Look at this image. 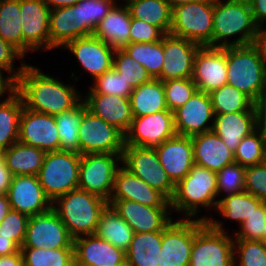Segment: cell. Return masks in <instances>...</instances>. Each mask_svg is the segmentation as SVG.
<instances>
[{
    "instance_id": "obj_16",
    "label": "cell",
    "mask_w": 266,
    "mask_h": 266,
    "mask_svg": "<svg viewBox=\"0 0 266 266\" xmlns=\"http://www.w3.org/2000/svg\"><path fill=\"white\" fill-rule=\"evenodd\" d=\"M226 47L201 46L196 53L192 79L207 94L227 84Z\"/></svg>"
},
{
    "instance_id": "obj_38",
    "label": "cell",
    "mask_w": 266,
    "mask_h": 266,
    "mask_svg": "<svg viewBox=\"0 0 266 266\" xmlns=\"http://www.w3.org/2000/svg\"><path fill=\"white\" fill-rule=\"evenodd\" d=\"M131 58L142 65L152 79L162 73L164 63L163 37L152 43H129L122 48Z\"/></svg>"
},
{
    "instance_id": "obj_64",
    "label": "cell",
    "mask_w": 266,
    "mask_h": 266,
    "mask_svg": "<svg viewBox=\"0 0 266 266\" xmlns=\"http://www.w3.org/2000/svg\"><path fill=\"white\" fill-rule=\"evenodd\" d=\"M261 242L266 245V224H265V228L263 230V236H262V239H261Z\"/></svg>"
},
{
    "instance_id": "obj_31",
    "label": "cell",
    "mask_w": 266,
    "mask_h": 266,
    "mask_svg": "<svg viewBox=\"0 0 266 266\" xmlns=\"http://www.w3.org/2000/svg\"><path fill=\"white\" fill-rule=\"evenodd\" d=\"M0 154L13 176H37L43 165L46 152L17 141Z\"/></svg>"
},
{
    "instance_id": "obj_23",
    "label": "cell",
    "mask_w": 266,
    "mask_h": 266,
    "mask_svg": "<svg viewBox=\"0 0 266 266\" xmlns=\"http://www.w3.org/2000/svg\"><path fill=\"white\" fill-rule=\"evenodd\" d=\"M63 48L70 50L85 72H89L94 79L113 67L116 49L94 35L77 38Z\"/></svg>"
},
{
    "instance_id": "obj_3",
    "label": "cell",
    "mask_w": 266,
    "mask_h": 266,
    "mask_svg": "<svg viewBox=\"0 0 266 266\" xmlns=\"http://www.w3.org/2000/svg\"><path fill=\"white\" fill-rule=\"evenodd\" d=\"M227 84L245 93L253 101L266 79V45L264 41L226 47Z\"/></svg>"
},
{
    "instance_id": "obj_57",
    "label": "cell",
    "mask_w": 266,
    "mask_h": 266,
    "mask_svg": "<svg viewBox=\"0 0 266 266\" xmlns=\"http://www.w3.org/2000/svg\"><path fill=\"white\" fill-rule=\"evenodd\" d=\"M12 178V173L6 166L5 161L0 157V195L8 193Z\"/></svg>"
},
{
    "instance_id": "obj_2",
    "label": "cell",
    "mask_w": 266,
    "mask_h": 266,
    "mask_svg": "<svg viewBox=\"0 0 266 266\" xmlns=\"http://www.w3.org/2000/svg\"><path fill=\"white\" fill-rule=\"evenodd\" d=\"M214 0L212 47L243 46L263 40L249 0ZM238 35L234 41L228 38Z\"/></svg>"
},
{
    "instance_id": "obj_29",
    "label": "cell",
    "mask_w": 266,
    "mask_h": 266,
    "mask_svg": "<svg viewBox=\"0 0 266 266\" xmlns=\"http://www.w3.org/2000/svg\"><path fill=\"white\" fill-rule=\"evenodd\" d=\"M214 115L212 130L220 136L225 145L233 152L242 139L258 127L255 111Z\"/></svg>"
},
{
    "instance_id": "obj_34",
    "label": "cell",
    "mask_w": 266,
    "mask_h": 266,
    "mask_svg": "<svg viewBox=\"0 0 266 266\" xmlns=\"http://www.w3.org/2000/svg\"><path fill=\"white\" fill-rule=\"evenodd\" d=\"M23 107L22 98L15 90L3 102L0 100V153L18 141Z\"/></svg>"
},
{
    "instance_id": "obj_28",
    "label": "cell",
    "mask_w": 266,
    "mask_h": 266,
    "mask_svg": "<svg viewBox=\"0 0 266 266\" xmlns=\"http://www.w3.org/2000/svg\"><path fill=\"white\" fill-rule=\"evenodd\" d=\"M194 164L212 171H219L234 160V152L213 130L191 137Z\"/></svg>"
},
{
    "instance_id": "obj_13",
    "label": "cell",
    "mask_w": 266,
    "mask_h": 266,
    "mask_svg": "<svg viewBox=\"0 0 266 266\" xmlns=\"http://www.w3.org/2000/svg\"><path fill=\"white\" fill-rule=\"evenodd\" d=\"M21 248H74V239L58 214L51 208L45 213L29 216Z\"/></svg>"
},
{
    "instance_id": "obj_12",
    "label": "cell",
    "mask_w": 266,
    "mask_h": 266,
    "mask_svg": "<svg viewBox=\"0 0 266 266\" xmlns=\"http://www.w3.org/2000/svg\"><path fill=\"white\" fill-rule=\"evenodd\" d=\"M79 154L122 153L125 134L117 127L93 115L88 109L82 114L78 129Z\"/></svg>"
},
{
    "instance_id": "obj_49",
    "label": "cell",
    "mask_w": 266,
    "mask_h": 266,
    "mask_svg": "<svg viewBox=\"0 0 266 266\" xmlns=\"http://www.w3.org/2000/svg\"><path fill=\"white\" fill-rule=\"evenodd\" d=\"M82 23H85V37L93 35L100 21L116 4L115 0H81Z\"/></svg>"
},
{
    "instance_id": "obj_33",
    "label": "cell",
    "mask_w": 266,
    "mask_h": 266,
    "mask_svg": "<svg viewBox=\"0 0 266 266\" xmlns=\"http://www.w3.org/2000/svg\"><path fill=\"white\" fill-rule=\"evenodd\" d=\"M161 231L134 233L126 251V266H158Z\"/></svg>"
},
{
    "instance_id": "obj_22",
    "label": "cell",
    "mask_w": 266,
    "mask_h": 266,
    "mask_svg": "<svg viewBox=\"0 0 266 266\" xmlns=\"http://www.w3.org/2000/svg\"><path fill=\"white\" fill-rule=\"evenodd\" d=\"M75 266H126V252L95 234L74 239Z\"/></svg>"
},
{
    "instance_id": "obj_25",
    "label": "cell",
    "mask_w": 266,
    "mask_h": 266,
    "mask_svg": "<svg viewBox=\"0 0 266 266\" xmlns=\"http://www.w3.org/2000/svg\"><path fill=\"white\" fill-rule=\"evenodd\" d=\"M110 199L135 201L152 207H171L170 201L162 193L153 189L123 165H120L116 172Z\"/></svg>"
},
{
    "instance_id": "obj_37",
    "label": "cell",
    "mask_w": 266,
    "mask_h": 266,
    "mask_svg": "<svg viewBox=\"0 0 266 266\" xmlns=\"http://www.w3.org/2000/svg\"><path fill=\"white\" fill-rule=\"evenodd\" d=\"M87 110L85 102L82 100L73 109L55 115L58 135L60 138V151L79 153L78 129L82 114Z\"/></svg>"
},
{
    "instance_id": "obj_52",
    "label": "cell",
    "mask_w": 266,
    "mask_h": 266,
    "mask_svg": "<svg viewBox=\"0 0 266 266\" xmlns=\"http://www.w3.org/2000/svg\"><path fill=\"white\" fill-rule=\"evenodd\" d=\"M245 191L266 202V162L246 167Z\"/></svg>"
},
{
    "instance_id": "obj_45",
    "label": "cell",
    "mask_w": 266,
    "mask_h": 266,
    "mask_svg": "<svg viewBox=\"0 0 266 266\" xmlns=\"http://www.w3.org/2000/svg\"><path fill=\"white\" fill-rule=\"evenodd\" d=\"M234 266H266V245L257 240L234 239Z\"/></svg>"
},
{
    "instance_id": "obj_7",
    "label": "cell",
    "mask_w": 266,
    "mask_h": 266,
    "mask_svg": "<svg viewBox=\"0 0 266 266\" xmlns=\"http://www.w3.org/2000/svg\"><path fill=\"white\" fill-rule=\"evenodd\" d=\"M214 0H196L172 7L169 34L212 47Z\"/></svg>"
},
{
    "instance_id": "obj_5",
    "label": "cell",
    "mask_w": 266,
    "mask_h": 266,
    "mask_svg": "<svg viewBox=\"0 0 266 266\" xmlns=\"http://www.w3.org/2000/svg\"><path fill=\"white\" fill-rule=\"evenodd\" d=\"M216 172L194 164L190 172L175 185V194L170 201L171 210L183 212L184 218L196 217L198 207H216L219 200ZM186 214V215H185Z\"/></svg>"
},
{
    "instance_id": "obj_30",
    "label": "cell",
    "mask_w": 266,
    "mask_h": 266,
    "mask_svg": "<svg viewBox=\"0 0 266 266\" xmlns=\"http://www.w3.org/2000/svg\"><path fill=\"white\" fill-rule=\"evenodd\" d=\"M131 14L126 4L112 7L100 21L93 35L111 47L123 48L130 43Z\"/></svg>"
},
{
    "instance_id": "obj_59",
    "label": "cell",
    "mask_w": 266,
    "mask_h": 266,
    "mask_svg": "<svg viewBox=\"0 0 266 266\" xmlns=\"http://www.w3.org/2000/svg\"><path fill=\"white\" fill-rule=\"evenodd\" d=\"M0 266H24L21 250L14 254L0 256Z\"/></svg>"
},
{
    "instance_id": "obj_65",
    "label": "cell",
    "mask_w": 266,
    "mask_h": 266,
    "mask_svg": "<svg viewBox=\"0 0 266 266\" xmlns=\"http://www.w3.org/2000/svg\"><path fill=\"white\" fill-rule=\"evenodd\" d=\"M263 41H264V43L266 45V31L263 33Z\"/></svg>"
},
{
    "instance_id": "obj_63",
    "label": "cell",
    "mask_w": 266,
    "mask_h": 266,
    "mask_svg": "<svg viewBox=\"0 0 266 266\" xmlns=\"http://www.w3.org/2000/svg\"><path fill=\"white\" fill-rule=\"evenodd\" d=\"M170 4L171 7L173 6H177L179 4H183V3H190L196 0H167Z\"/></svg>"
},
{
    "instance_id": "obj_27",
    "label": "cell",
    "mask_w": 266,
    "mask_h": 266,
    "mask_svg": "<svg viewBox=\"0 0 266 266\" xmlns=\"http://www.w3.org/2000/svg\"><path fill=\"white\" fill-rule=\"evenodd\" d=\"M83 101L93 115L117 127L124 134L129 130L133 120L129 98L111 94H86Z\"/></svg>"
},
{
    "instance_id": "obj_19",
    "label": "cell",
    "mask_w": 266,
    "mask_h": 266,
    "mask_svg": "<svg viewBox=\"0 0 266 266\" xmlns=\"http://www.w3.org/2000/svg\"><path fill=\"white\" fill-rule=\"evenodd\" d=\"M18 141L45 152L58 151L60 138L55 116L38 113L23 107Z\"/></svg>"
},
{
    "instance_id": "obj_10",
    "label": "cell",
    "mask_w": 266,
    "mask_h": 266,
    "mask_svg": "<svg viewBox=\"0 0 266 266\" xmlns=\"http://www.w3.org/2000/svg\"><path fill=\"white\" fill-rule=\"evenodd\" d=\"M122 165L169 201L175 194V185L168 178L154 148L125 145Z\"/></svg>"
},
{
    "instance_id": "obj_26",
    "label": "cell",
    "mask_w": 266,
    "mask_h": 266,
    "mask_svg": "<svg viewBox=\"0 0 266 266\" xmlns=\"http://www.w3.org/2000/svg\"><path fill=\"white\" fill-rule=\"evenodd\" d=\"M85 37L79 3L50 11L49 50L64 47L68 42Z\"/></svg>"
},
{
    "instance_id": "obj_1",
    "label": "cell",
    "mask_w": 266,
    "mask_h": 266,
    "mask_svg": "<svg viewBox=\"0 0 266 266\" xmlns=\"http://www.w3.org/2000/svg\"><path fill=\"white\" fill-rule=\"evenodd\" d=\"M74 88L28 64L14 83L25 108L53 116L73 109L82 101Z\"/></svg>"
},
{
    "instance_id": "obj_54",
    "label": "cell",
    "mask_w": 266,
    "mask_h": 266,
    "mask_svg": "<svg viewBox=\"0 0 266 266\" xmlns=\"http://www.w3.org/2000/svg\"><path fill=\"white\" fill-rule=\"evenodd\" d=\"M165 34L156 26L141 19L132 18L130 25V43H152L162 39Z\"/></svg>"
},
{
    "instance_id": "obj_58",
    "label": "cell",
    "mask_w": 266,
    "mask_h": 266,
    "mask_svg": "<svg viewBox=\"0 0 266 266\" xmlns=\"http://www.w3.org/2000/svg\"><path fill=\"white\" fill-rule=\"evenodd\" d=\"M21 248L10 238H4L0 235V256L14 254Z\"/></svg>"
},
{
    "instance_id": "obj_62",
    "label": "cell",
    "mask_w": 266,
    "mask_h": 266,
    "mask_svg": "<svg viewBox=\"0 0 266 266\" xmlns=\"http://www.w3.org/2000/svg\"><path fill=\"white\" fill-rule=\"evenodd\" d=\"M11 210L7 194L0 195V223Z\"/></svg>"
},
{
    "instance_id": "obj_53",
    "label": "cell",
    "mask_w": 266,
    "mask_h": 266,
    "mask_svg": "<svg viewBox=\"0 0 266 266\" xmlns=\"http://www.w3.org/2000/svg\"><path fill=\"white\" fill-rule=\"evenodd\" d=\"M23 59L24 56L14 48L10 43L4 41L0 37V71H5L9 73L7 77L15 83L18 76L22 73L23 68L25 66V62H22L20 67L17 70L14 69L15 67V59Z\"/></svg>"
},
{
    "instance_id": "obj_50",
    "label": "cell",
    "mask_w": 266,
    "mask_h": 266,
    "mask_svg": "<svg viewBox=\"0 0 266 266\" xmlns=\"http://www.w3.org/2000/svg\"><path fill=\"white\" fill-rule=\"evenodd\" d=\"M266 224V202H262L254 212L240 224V231L234 239L261 241Z\"/></svg>"
},
{
    "instance_id": "obj_8",
    "label": "cell",
    "mask_w": 266,
    "mask_h": 266,
    "mask_svg": "<svg viewBox=\"0 0 266 266\" xmlns=\"http://www.w3.org/2000/svg\"><path fill=\"white\" fill-rule=\"evenodd\" d=\"M80 160L81 154L75 152H46L37 177L51 202L78 188Z\"/></svg>"
},
{
    "instance_id": "obj_18",
    "label": "cell",
    "mask_w": 266,
    "mask_h": 266,
    "mask_svg": "<svg viewBox=\"0 0 266 266\" xmlns=\"http://www.w3.org/2000/svg\"><path fill=\"white\" fill-rule=\"evenodd\" d=\"M108 205L115 209L134 233L163 231L172 221L168 214L171 207H152L123 199H110Z\"/></svg>"
},
{
    "instance_id": "obj_21",
    "label": "cell",
    "mask_w": 266,
    "mask_h": 266,
    "mask_svg": "<svg viewBox=\"0 0 266 266\" xmlns=\"http://www.w3.org/2000/svg\"><path fill=\"white\" fill-rule=\"evenodd\" d=\"M10 207L28 216L42 214L52 208L35 175L13 176L7 193Z\"/></svg>"
},
{
    "instance_id": "obj_11",
    "label": "cell",
    "mask_w": 266,
    "mask_h": 266,
    "mask_svg": "<svg viewBox=\"0 0 266 266\" xmlns=\"http://www.w3.org/2000/svg\"><path fill=\"white\" fill-rule=\"evenodd\" d=\"M206 223L198 218H181L161 231V253L158 266H189L195 233Z\"/></svg>"
},
{
    "instance_id": "obj_48",
    "label": "cell",
    "mask_w": 266,
    "mask_h": 266,
    "mask_svg": "<svg viewBox=\"0 0 266 266\" xmlns=\"http://www.w3.org/2000/svg\"><path fill=\"white\" fill-rule=\"evenodd\" d=\"M245 170L240 164L233 162L216 172L218 196L222 192L227 195L245 191Z\"/></svg>"
},
{
    "instance_id": "obj_41",
    "label": "cell",
    "mask_w": 266,
    "mask_h": 266,
    "mask_svg": "<svg viewBox=\"0 0 266 266\" xmlns=\"http://www.w3.org/2000/svg\"><path fill=\"white\" fill-rule=\"evenodd\" d=\"M218 200L217 213L225 219L239 222V225L262 203L259 198L246 191L226 195Z\"/></svg>"
},
{
    "instance_id": "obj_39",
    "label": "cell",
    "mask_w": 266,
    "mask_h": 266,
    "mask_svg": "<svg viewBox=\"0 0 266 266\" xmlns=\"http://www.w3.org/2000/svg\"><path fill=\"white\" fill-rule=\"evenodd\" d=\"M234 160L245 168L266 162V128L258 126L245 136L234 151Z\"/></svg>"
},
{
    "instance_id": "obj_61",
    "label": "cell",
    "mask_w": 266,
    "mask_h": 266,
    "mask_svg": "<svg viewBox=\"0 0 266 266\" xmlns=\"http://www.w3.org/2000/svg\"><path fill=\"white\" fill-rule=\"evenodd\" d=\"M3 72L0 71V98L2 99V96L6 93H10L12 90H14V83L6 76L3 77Z\"/></svg>"
},
{
    "instance_id": "obj_42",
    "label": "cell",
    "mask_w": 266,
    "mask_h": 266,
    "mask_svg": "<svg viewBox=\"0 0 266 266\" xmlns=\"http://www.w3.org/2000/svg\"><path fill=\"white\" fill-rule=\"evenodd\" d=\"M214 114L255 111L253 100L231 85H224L209 93Z\"/></svg>"
},
{
    "instance_id": "obj_9",
    "label": "cell",
    "mask_w": 266,
    "mask_h": 266,
    "mask_svg": "<svg viewBox=\"0 0 266 266\" xmlns=\"http://www.w3.org/2000/svg\"><path fill=\"white\" fill-rule=\"evenodd\" d=\"M122 153H89L81 155L78 188L95 194L107 202L114 187V179Z\"/></svg>"
},
{
    "instance_id": "obj_15",
    "label": "cell",
    "mask_w": 266,
    "mask_h": 266,
    "mask_svg": "<svg viewBox=\"0 0 266 266\" xmlns=\"http://www.w3.org/2000/svg\"><path fill=\"white\" fill-rule=\"evenodd\" d=\"M50 9L43 0H20L22 55L29 50H49Z\"/></svg>"
},
{
    "instance_id": "obj_43",
    "label": "cell",
    "mask_w": 266,
    "mask_h": 266,
    "mask_svg": "<svg viewBox=\"0 0 266 266\" xmlns=\"http://www.w3.org/2000/svg\"><path fill=\"white\" fill-rule=\"evenodd\" d=\"M24 266H75L74 248H21Z\"/></svg>"
},
{
    "instance_id": "obj_17",
    "label": "cell",
    "mask_w": 266,
    "mask_h": 266,
    "mask_svg": "<svg viewBox=\"0 0 266 266\" xmlns=\"http://www.w3.org/2000/svg\"><path fill=\"white\" fill-rule=\"evenodd\" d=\"M173 116L177 135L192 137L211 131L215 115L209 94L197 90L183 106L173 111ZM210 119L212 123L208 124Z\"/></svg>"
},
{
    "instance_id": "obj_4",
    "label": "cell",
    "mask_w": 266,
    "mask_h": 266,
    "mask_svg": "<svg viewBox=\"0 0 266 266\" xmlns=\"http://www.w3.org/2000/svg\"><path fill=\"white\" fill-rule=\"evenodd\" d=\"M107 205L108 202L103 198L77 188L57 197L52 202V209L75 239L95 233L101 213Z\"/></svg>"
},
{
    "instance_id": "obj_6",
    "label": "cell",
    "mask_w": 266,
    "mask_h": 266,
    "mask_svg": "<svg viewBox=\"0 0 266 266\" xmlns=\"http://www.w3.org/2000/svg\"><path fill=\"white\" fill-rule=\"evenodd\" d=\"M201 220L206 223L194 235L189 266H234V238L223 222L207 216Z\"/></svg>"
},
{
    "instance_id": "obj_35",
    "label": "cell",
    "mask_w": 266,
    "mask_h": 266,
    "mask_svg": "<svg viewBox=\"0 0 266 266\" xmlns=\"http://www.w3.org/2000/svg\"><path fill=\"white\" fill-rule=\"evenodd\" d=\"M94 234L126 252L129 249L134 231L111 205H107L101 213Z\"/></svg>"
},
{
    "instance_id": "obj_14",
    "label": "cell",
    "mask_w": 266,
    "mask_h": 266,
    "mask_svg": "<svg viewBox=\"0 0 266 266\" xmlns=\"http://www.w3.org/2000/svg\"><path fill=\"white\" fill-rule=\"evenodd\" d=\"M176 135L173 112L167 109L133 117L131 126L125 133V145L155 148Z\"/></svg>"
},
{
    "instance_id": "obj_46",
    "label": "cell",
    "mask_w": 266,
    "mask_h": 266,
    "mask_svg": "<svg viewBox=\"0 0 266 266\" xmlns=\"http://www.w3.org/2000/svg\"><path fill=\"white\" fill-rule=\"evenodd\" d=\"M94 82L88 94H111L123 98H130L133 90L129 83L113 67L104 74L96 77Z\"/></svg>"
},
{
    "instance_id": "obj_60",
    "label": "cell",
    "mask_w": 266,
    "mask_h": 266,
    "mask_svg": "<svg viewBox=\"0 0 266 266\" xmlns=\"http://www.w3.org/2000/svg\"><path fill=\"white\" fill-rule=\"evenodd\" d=\"M50 10L68 7L79 3L81 0H43Z\"/></svg>"
},
{
    "instance_id": "obj_51",
    "label": "cell",
    "mask_w": 266,
    "mask_h": 266,
    "mask_svg": "<svg viewBox=\"0 0 266 266\" xmlns=\"http://www.w3.org/2000/svg\"><path fill=\"white\" fill-rule=\"evenodd\" d=\"M29 216L11 209L0 223V235L10 238L20 248L24 242Z\"/></svg>"
},
{
    "instance_id": "obj_56",
    "label": "cell",
    "mask_w": 266,
    "mask_h": 266,
    "mask_svg": "<svg viewBox=\"0 0 266 266\" xmlns=\"http://www.w3.org/2000/svg\"><path fill=\"white\" fill-rule=\"evenodd\" d=\"M249 2L255 24L263 34L266 31L263 28V23L266 21V0H249Z\"/></svg>"
},
{
    "instance_id": "obj_24",
    "label": "cell",
    "mask_w": 266,
    "mask_h": 266,
    "mask_svg": "<svg viewBox=\"0 0 266 266\" xmlns=\"http://www.w3.org/2000/svg\"><path fill=\"white\" fill-rule=\"evenodd\" d=\"M168 178L176 185L194 166L191 137L176 135L154 148Z\"/></svg>"
},
{
    "instance_id": "obj_20",
    "label": "cell",
    "mask_w": 266,
    "mask_h": 266,
    "mask_svg": "<svg viewBox=\"0 0 266 266\" xmlns=\"http://www.w3.org/2000/svg\"><path fill=\"white\" fill-rule=\"evenodd\" d=\"M201 45L171 34L163 36L164 63L162 73L157 78L161 81L191 78L194 60Z\"/></svg>"
},
{
    "instance_id": "obj_55",
    "label": "cell",
    "mask_w": 266,
    "mask_h": 266,
    "mask_svg": "<svg viewBox=\"0 0 266 266\" xmlns=\"http://www.w3.org/2000/svg\"><path fill=\"white\" fill-rule=\"evenodd\" d=\"M258 126L266 128V79L257 98L253 101Z\"/></svg>"
},
{
    "instance_id": "obj_36",
    "label": "cell",
    "mask_w": 266,
    "mask_h": 266,
    "mask_svg": "<svg viewBox=\"0 0 266 266\" xmlns=\"http://www.w3.org/2000/svg\"><path fill=\"white\" fill-rule=\"evenodd\" d=\"M125 4L131 18L141 19L169 34L172 7L167 0H128Z\"/></svg>"
},
{
    "instance_id": "obj_40",
    "label": "cell",
    "mask_w": 266,
    "mask_h": 266,
    "mask_svg": "<svg viewBox=\"0 0 266 266\" xmlns=\"http://www.w3.org/2000/svg\"><path fill=\"white\" fill-rule=\"evenodd\" d=\"M20 0H0V37L22 54Z\"/></svg>"
},
{
    "instance_id": "obj_32",
    "label": "cell",
    "mask_w": 266,
    "mask_h": 266,
    "mask_svg": "<svg viewBox=\"0 0 266 266\" xmlns=\"http://www.w3.org/2000/svg\"><path fill=\"white\" fill-rule=\"evenodd\" d=\"M129 99L133 117L146 116L168 109L163 82L160 79H151L134 88Z\"/></svg>"
},
{
    "instance_id": "obj_47",
    "label": "cell",
    "mask_w": 266,
    "mask_h": 266,
    "mask_svg": "<svg viewBox=\"0 0 266 266\" xmlns=\"http://www.w3.org/2000/svg\"><path fill=\"white\" fill-rule=\"evenodd\" d=\"M166 105L170 111L183 106L198 90L192 78H180L162 81Z\"/></svg>"
},
{
    "instance_id": "obj_44",
    "label": "cell",
    "mask_w": 266,
    "mask_h": 266,
    "mask_svg": "<svg viewBox=\"0 0 266 266\" xmlns=\"http://www.w3.org/2000/svg\"><path fill=\"white\" fill-rule=\"evenodd\" d=\"M113 68L134 89L152 78L146 69L131 58L122 48H117L113 56Z\"/></svg>"
}]
</instances>
